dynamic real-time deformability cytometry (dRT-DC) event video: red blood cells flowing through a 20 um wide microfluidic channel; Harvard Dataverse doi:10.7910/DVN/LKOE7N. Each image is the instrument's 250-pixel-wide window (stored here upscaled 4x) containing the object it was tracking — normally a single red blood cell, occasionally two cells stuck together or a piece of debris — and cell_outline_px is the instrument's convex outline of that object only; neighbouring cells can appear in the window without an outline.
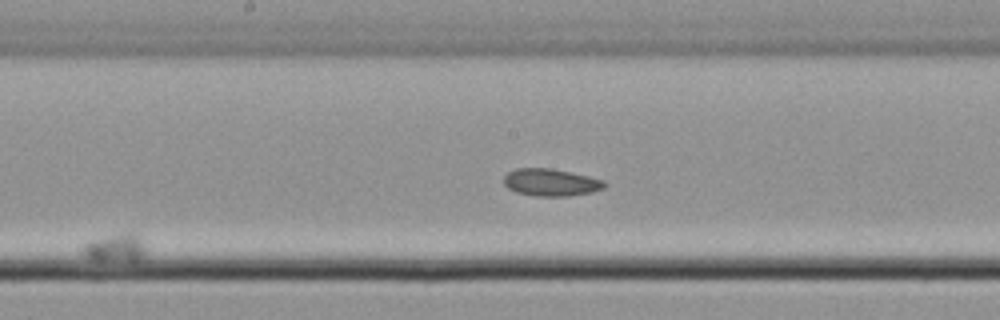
{"species": "common noctule bat (a hibernating species)", "species_latin": "Nyctalus noctula", "temperature_condition": "cold", "stored_images_in_passage": 17, "camera_frame_rate_fps": 3000, "um_per_image_px": 0.085, "animal": {"sex": "male", "body_mass_g": 21.5, "forearm_length_mm": 52.0}, "frame": {"image": 1, "passage_image": 10, "time_ms": 12.0, "image_size_px": [1000, 320], "cell_outline_px": [[144, 256], [140, 260], [132, 264], [92, 260], [84, 256], [80, 248], [88, 240], [124, 232], [136, 232], [144, 244]], "centroid_in_image_um": [9.8, 21.11], "position_along_channel_um": 238.4, "area_um2": 11.16}}
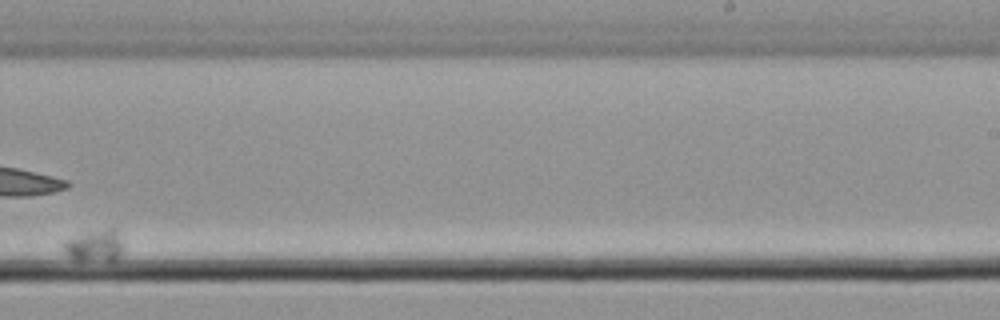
{"frame": {"image": 2, "passage_image": 12, "time_ms": 14.333, "image_size_px": [1000, 320], "cell_outline_px": [[124, 252], [116, 260], [76, 260], [68, 256], [64, 252], [64, 240], [92, 232], [108, 228], [116, 228], [124, 244]], "centroid_in_image_um": [8.12, 20.9], "position_along_channel_um": 280.9, "area_um2": 11.04}}
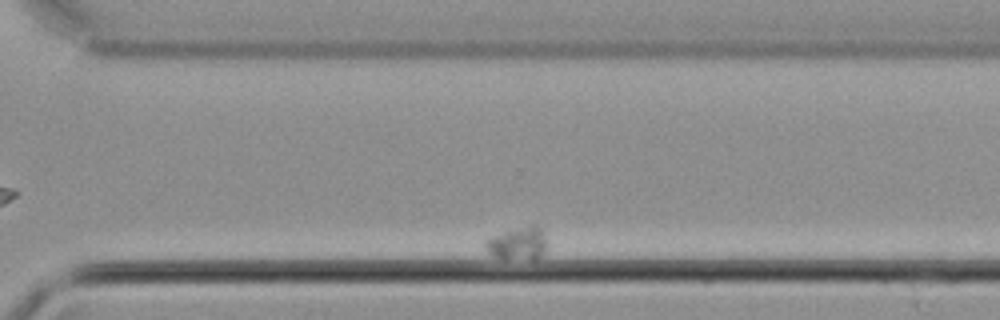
{"frame": {"image": 3, "passage_image": 14, "time_ms": 16.667, "image_size_px": [1000, 320], "cell_outline_px": [[544, 252], [536, 260], [532, 260], [492, 256], [488, 252], [484, 244], [484, 240], [492, 236], [532, 224], [536, 224], [540, 228], [544, 240]], "centroid_in_image_um": [43.98, 20.7], "position_along_channel_um": 326.6, "area_um2": 11.39}}